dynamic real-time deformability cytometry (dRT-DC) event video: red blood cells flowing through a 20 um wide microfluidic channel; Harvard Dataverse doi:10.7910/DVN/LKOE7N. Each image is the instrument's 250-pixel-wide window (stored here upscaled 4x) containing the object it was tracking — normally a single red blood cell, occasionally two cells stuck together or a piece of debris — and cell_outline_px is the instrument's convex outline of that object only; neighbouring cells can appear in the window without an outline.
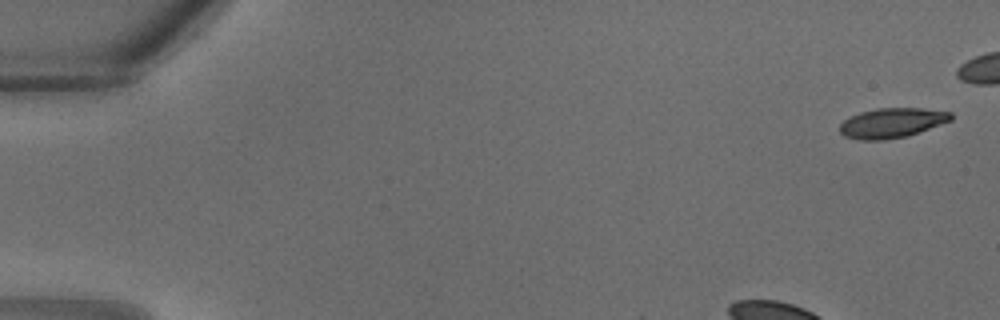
{"species": "common noctule bat (a hibernating species)", "species_latin": "Nyctalus noctula", "temperature_condition": "warm", "stored_images_in_passage": 6, "camera_frame_rate_fps": 3000, "um_per_image_px": 0.085, "animal": {"sex": "male", "body_mass_g": 18.8}, "frame": {"image": 1, "passage_image": 1, "time_ms": 0.0, "image_size_px": [1000, 320], "cell_outline_px": [[952, 120], [908, 136], [884, 140], [860, 140], [844, 136], [840, 132], [840, 124], [844, 120], [860, 112], [876, 108], [920, 108], [952, 112]], "centroid_in_image_um": [75.81, 10.45], "position_along_channel_um": 9.2, "area_um2": 19.31}}